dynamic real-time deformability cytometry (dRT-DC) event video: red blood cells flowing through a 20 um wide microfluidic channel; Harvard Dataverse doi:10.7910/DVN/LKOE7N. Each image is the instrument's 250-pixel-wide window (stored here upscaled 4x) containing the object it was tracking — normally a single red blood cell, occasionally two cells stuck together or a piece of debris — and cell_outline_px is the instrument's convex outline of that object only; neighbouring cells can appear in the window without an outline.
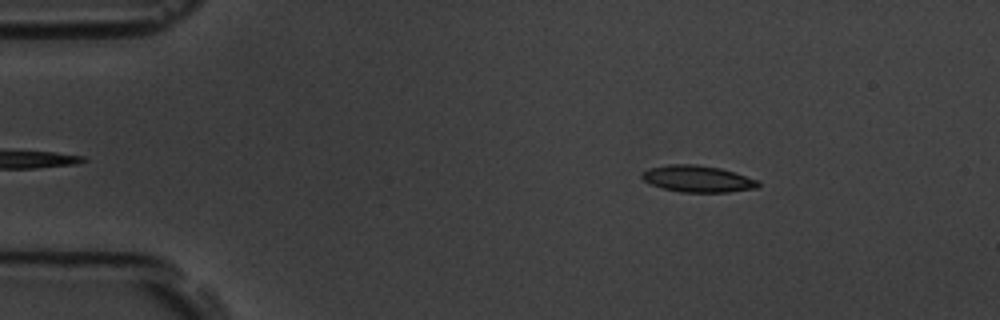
{"species": "common noctule bat (a hibernating species)", "species_latin": "Nyctalus noctula", "temperature_condition": "room temperature", "stored_images_in_passage": 6, "camera_frame_rate_fps": 3000, "um_per_image_px": 0.085, "animal": {"sex": "male", "body_mass_g": 19.5, "forearm_length_mm": 54.6}, "frame": {"image": 1, "passage_image": 1, "time_ms": 0.0, "image_size_px": [1000, 320], "cell_outline_px": [[760, 184], [756, 188], [728, 192], [680, 192], [664, 188], [652, 184], [644, 180], [640, 176], [640, 172], [648, 168], [668, 164], [696, 164], [720, 168], [736, 172], [760, 180]], "centroid_in_image_um": [59.31, 15.19], "position_along_channel_um": 25.7, "area_um2": 18.21}}
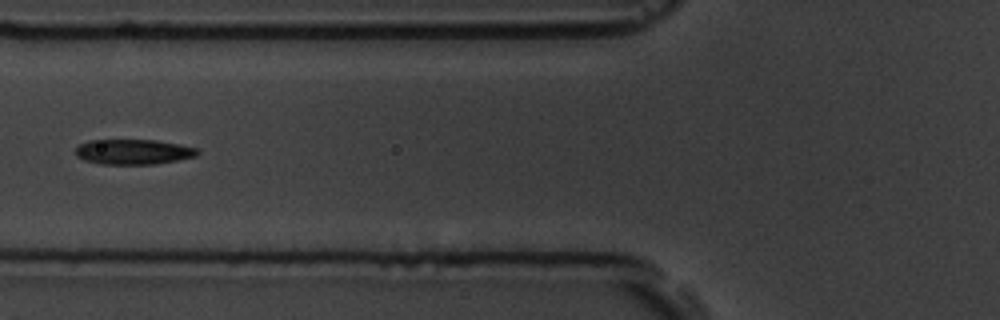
{"frame": {"image": 2, "passage_image": 5, "time_ms": 4.333, "image_size_px": [1000, 320], "cell_outline_px": [[200, 152], [196, 156], [156, 164], [100, 164], [84, 160], [76, 156], [76, 148], [80, 144], [88, 140], [156, 140], [196, 148]], "centroid_in_image_um": [11.3, 12.91], "position_along_channel_um": 114.5, "area_um2": 17.74}}
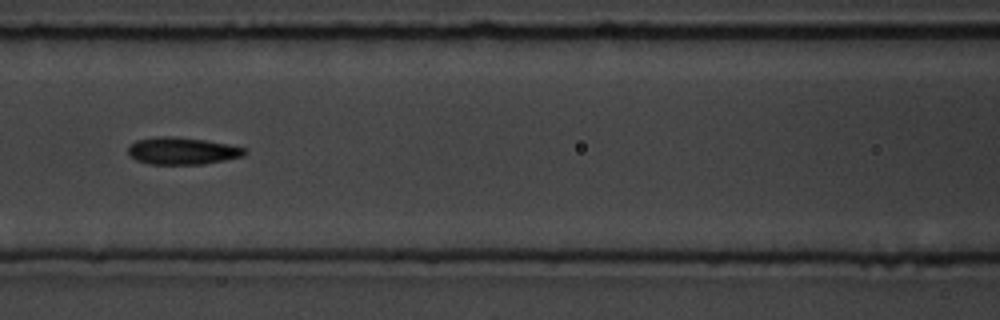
{"frame": {"image": 3, "passage_image": 6, "time_ms": 5.333, "image_size_px": [1000, 320], "cell_outline_px": [[248, 152], [244, 156], [204, 164], [148, 164], [136, 160], [128, 156], [128, 144], [136, 140], [156, 136], [176, 136], [204, 140], [228, 144], [248, 148]], "centroid_in_image_um": [15.47, 12.82], "position_along_channel_um": 151.1, "area_um2": 18.79}}